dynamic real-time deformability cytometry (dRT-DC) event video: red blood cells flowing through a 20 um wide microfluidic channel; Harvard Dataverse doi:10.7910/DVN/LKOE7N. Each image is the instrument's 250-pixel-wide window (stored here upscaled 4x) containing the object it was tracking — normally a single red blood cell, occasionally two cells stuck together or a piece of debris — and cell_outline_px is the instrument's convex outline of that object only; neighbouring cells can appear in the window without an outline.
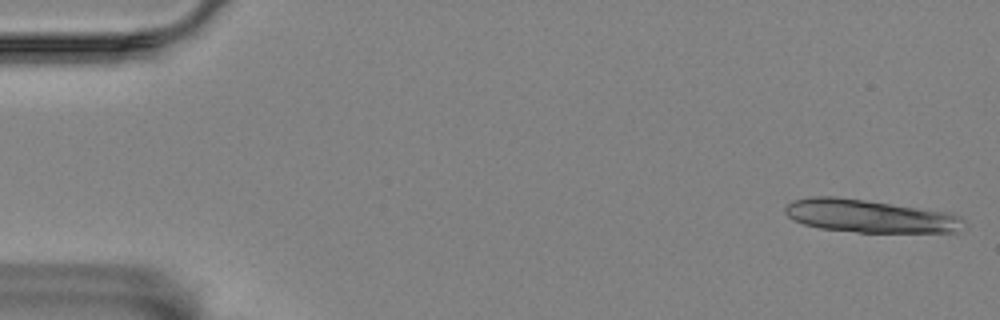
{"species": "Egyptian fruit bat (a non-hibernating species)", "species_latin": "Rousettus aegyptiacus", "temperature_condition": "room temperature", "stored_images_in_passage": 15, "camera_frame_rate_fps": 3000, "um_per_image_px": 0.085, "animal": {"sex": "female"}, "frame": {"image": 1, "passage_image": 1, "time_ms": 0.0, "image_size_px": [1000, 320], "cell_outline_px": [[968, 224], [956, 232], [856, 232], [820, 228], [804, 224], [792, 220], [784, 212], [784, 208], [792, 200], [812, 196], [836, 196], [952, 212], [960, 216]], "centroid_in_image_um": [73.96, 18.36], "position_along_channel_um": 11.0, "area_um2": 34.62}}